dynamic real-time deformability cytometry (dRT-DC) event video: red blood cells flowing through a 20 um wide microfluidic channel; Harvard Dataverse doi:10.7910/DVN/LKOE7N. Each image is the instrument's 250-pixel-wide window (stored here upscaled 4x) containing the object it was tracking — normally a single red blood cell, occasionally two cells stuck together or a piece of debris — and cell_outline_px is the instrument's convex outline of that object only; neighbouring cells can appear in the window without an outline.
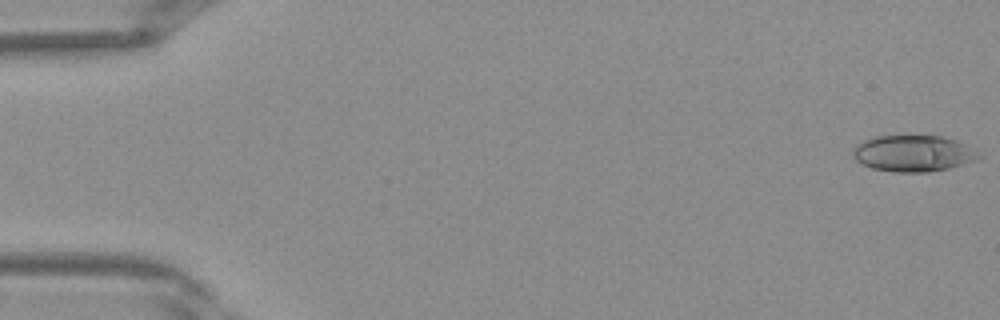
{"species": "Egyptian fruit bat (a non-hibernating species)", "species_latin": "Rousettus aegyptiacus", "temperature_condition": "warm", "stored_images_in_passage": 40, "camera_frame_rate_fps": 3000, "um_per_image_px": 0.085, "frame": {"image": 1, "passage_image": 1, "time_ms": 0.0, "image_size_px": [1000, 320], "cell_outline_px": [[984, 156], [976, 160], [948, 168], [928, 172], [892, 172], [872, 168], [856, 160], [852, 156], [852, 148], [864, 140], [876, 136], [940, 136], [956, 140], [964, 144]], "centroid_in_image_um": [77.61, 13.04], "position_along_channel_um": 7.4, "area_um2": 26.53}}
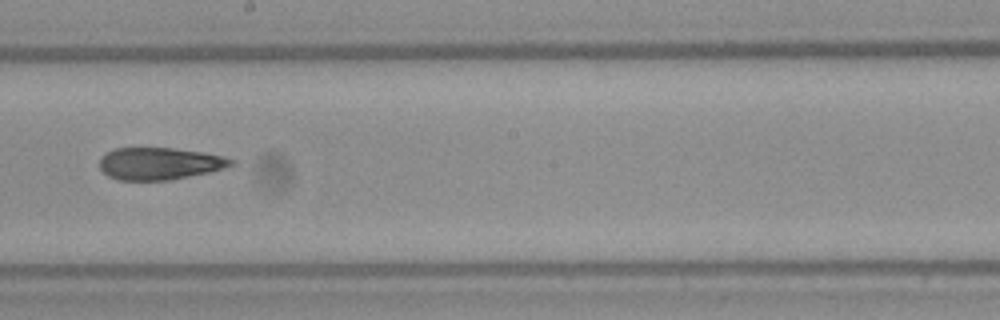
{"frame": {"image": 2, "passage_image": 23, "time_ms": 7.333, "image_size_px": [1000, 320], "cell_outline_px": [[236, 164], [224, 168], [208, 172], [168, 180], [116, 180], [108, 176], [100, 168], [100, 156], [116, 148], [172, 148], [200, 152], [224, 156], [236, 160]], "centroid_in_image_um": [13.56, 13.9], "position_along_channel_um": 234.6, "area_um2": 24.57}}
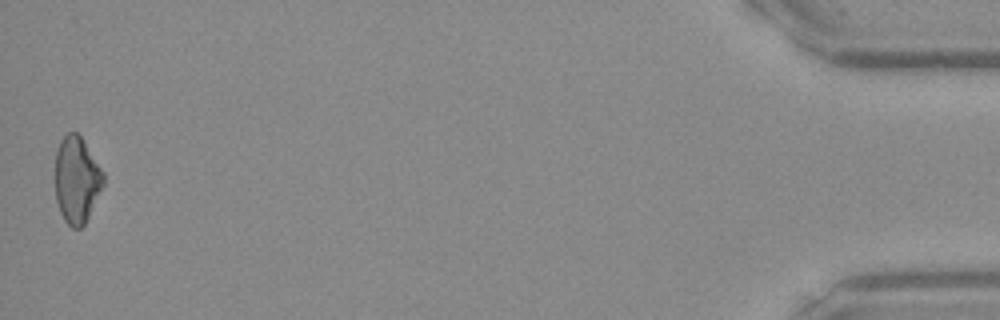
{"frame": {"image": 3, "passage_image": 40, "time_ms": 13.0, "image_size_px": [1000, 320], "cell_outline_px": [[104, 184], [84, 224], [80, 228], [72, 228], [64, 220], [60, 212], [56, 200], [56, 152], [60, 140], [68, 132], [76, 132], [80, 136], [104, 172]], "centroid_in_image_um": [6.52, 15.28], "position_along_channel_um": 428.7, "area_um2": 24.04}}